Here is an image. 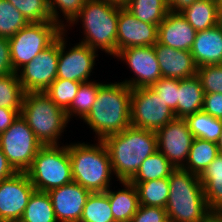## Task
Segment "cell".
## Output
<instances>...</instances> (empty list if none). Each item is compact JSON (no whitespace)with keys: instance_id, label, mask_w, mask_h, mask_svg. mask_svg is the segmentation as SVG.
<instances>
[{"instance_id":"obj_15","label":"cell","mask_w":222,"mask_h":222,"mask_svg":"<svg viewBox=\"0 0 222 222\" xmlns=\"http://www.w3.org/2000/svg\"><path fill=\"white\" fill-rule=\"evenodd\" d=\"M34 191L26 172H16L0 181V222L21 219Z\"/></svg>"},{"instance_id":"obj_21","label":"cell","mask_w":222,"mask_h":222,"mask_svg":"<svg viewBox=\"0 0 222 222\" xmlns=\"http://www.w3.org/2000/svg\"><path fill=\"white\" fill-rule=\"evenodd\" d=\"M124 188L112 191L110 188L105 192L109 197V203L115 222H131L132 217L140 206L138 191L130 181H120Z\"/></svg>"},{"instance_id":"obj_17","label":"cell","mask_w":222,"mask_h":222,"mask_svg":"<svg viewBox=\"0 0 222 222\" xmlns=\"http://www.w3.org/2000/svg\"><path fill=\"white\" fill-rule=\"evenodd\" d=\"M58 222H79L90 191L76 182L47 192Z\"/></svg>"},{"instance_id":"obj_44","label":"cell","mask_w":222,"mask_h":222,"mask_svg":"<svg viewBox=\"0 0 222 222\" xmlns=\"http://www.w3.org/2000/svg\"><path fill=\"white\" fill-rule=\"evenodd\" d=\"M16 171L9 164L7 157L0 148V181L12 177Z\"/></svg>"},{"instance_id":"obj_4","label":"cell","mask_w":222,"mask_h":222,"mask_svg":"<svg viewBox=\"0 0 222 222\" xmlns=\"http://www.w3.org/2000/svg\"><path fill=\"white\" fill-rule=\"evenodd\" d=\"M118 18L119 4L110 0H87L71 24L82 22L84 37L80 43L115 57Z\"/></svg>"},{"instance_id":"obj_26","label":"cell","mask_w":222,"mask_h":222,"mask_svg":"<svg viewBox=\"0 0 222 222\" xmlns=\"http://www.w3.org/2000/svg\"><path fill=\"white\" fill-rule=\"evenodd\" d=\"M174 170L170 161L157 150L142 162L130 182L136 186L141 182L168 178Z\"/></svg>"},{"instance_id":"obj_24","label":"cell","mask_w":222,"mask_h":222,"mask_svg":"<svg viewBox=\"0 0 222 222\" xmlns=\"http://www.w3.org/2000/svg\"><path fill=\"white\" fill-rule=\"evenodd\" d=\"M219 9L220 3L217 0H197L180 13L198 32L219 24Z\"/></svg>"},{"instance_id":"obj_33","label":"cell","mask_w":222,"mask_h":222,"mask_svg":"<svg viewBox=\"0 0 222 222\" xmlns=\"http://www.w3.org/2000/svg\"><path fill=\"white\" fill-rule=\"evenodd\" d=\"M23 96L17 72L0 77V108L21 110Z\"/></svg>"},{"instance_id":"obj_45","label":"cell","mask_w":222,"mask_h":222,"mask_svg":"<svg viewBox=\"0 0 222 222\" xmlns=\"http://www.w3.org/2000/svg\"><path fill=\"white\" fill-rule=\"evenodd\" d=\"M197 0H166L169 11L180 12Z\"/></svg>"},{"instance_id":"obj_14","label":"cell","mask_w":222,"mask_h":222,"mask_svg":"<svg viewBox=\"0 0 222 222\" xmlns=\"http://www.w3.org/2000/svg\"><path fill=\"white\" fill-rule=\"evenodd\" d=\"M116 57L125 61L136 76L130 78L131 80L122 81L131 89L150 87L162 77L154 46L123 49Z\"/></svg>"},{"instance_id":"obj_5","label":"cell","mask_w":222,"mask_h":222,"mask_svg":"<svg viewBox=\"0 0 222 222\" xmlns=\"http://www.w3.org/2000/svg\"><path fill=\"white\" fill-rule=\"evenodd\" d=\"M68 152L73 181L91 193L106 192L110 187L113 169L110 155L102 140L96 144L70 143Z\"/></svg>"},{"instance_id":"obj_47","label":"cell","mask_w":222,"mask_h":222,"mask_svg":"<svg viewBox=\"0 0 222 222\" xmlns=\"http://www.w3.org/2000/svg\"><path fill=\"white\" fill-rule=\"evenodd\" d=\"M219 154H222V129L218 141L216 142Z\"/></svg>"},{"instance_id":"obj_46","label":"cell","mask_w":222,"mask_h":222,"mask_svg":"<svg viewBox=\"0 0 222 222\" xmlns=\"http://www.w3.org/2000/svg\"><path fill=\"white\" fill-rule=\"evenodd\" d=\"M203 222H222V212H210Z\"/></svg>"},{"instance_id":"obj_25","label":"cell","mask_w":222,"mask_h":222,"mask_svg":"<svg viewBox=\"0 0 222 222\" xmlns=\"http://www.w3.org/2000/svg\"><path fill=\"white\" fill-rule=\"evenodd\" d=\"M218 155L216 142L194 138L182 169L199 176Z\"/></svg>"},{"instance_id":"obj_12","label":"cell","mask_w":222,"mask_h":222,"mask_svg":"<svg viewBox=\"0 0 222 222\" xmlns=\"http://www.w3.org/2000/svg\"><path fill=\"white\" fill-rule=\"evenodd\" d=\"M66 33L67 30L65 29L59 36L57 78L81 83L88 82V77L91 76L95 59L98 57L96 53L98 52L80 42L65 52L67 49V37H64Z\"/></svg>"},{"instance_id":"obj_30","label":"cell","mask_w":222,"mask_h":222,"mask_svg":"<svg viewBox=\"0 0 222 222\" xmlns=\"http://www.w3.org/2000/svg\"><path fill=\"white\" fill-rule=\"evenodd\" d=\"M136 188L140 205L166 207L170 193L168 178L141 182Z\"/></svg>"},{"instance_id":"obj_36","label":"cell","mask_w":222,"mask_h":222,"mask_svg":"<svg viewBox=\"0 0 222 222\" xmlns=\"http://www.w3.org/2000/svg\"><path fill=\"white\" fill-rule=\"evenodd\" d=\"M29 23L53 22L48 0H7Z\"/></svg>"},{"instance_id":"obj_8","label":"cell","mask_w":222,"mask_h":222,"mask_svg":"<svg viewBox=\"0 0 222 222\" xmlns=\"http://www.w3.org/2000/svg\"><path fill=\"white\" fill-rule=\"evenodd\" d=\"M64 29L54 22L29 23L9 38L12 67L15 72L52 45Z\"/></svg>"},{"instance_id":"obj_1","label":"cell","mask_w":222,"mask_h":222,"mask_svg":"<svg viewBox=\"0 0 222 222\" xmlns=\"http://www.w3.org/2000/svg\"><path fill=\"white\" fill-rule=\"evenodd\" d=\"M131 92L123 82L103 83L99 87L95 102L83 119L96 133L95 139L103 140L131 126Z\"/></svg>"},{"instance_id":"obj_32","label":"cell","mask_w":222,"mask_h":222,"mask_svg":"<svg viewBox=\"0 0 222 222\" xmlns=\"http://www.w3.org/2000/svg\"><path fill=\"white\" fill-rule=\"evenodd\" d=\"M103 83L88 81L81 83L70 107L66 110L68 120L79 116L83 120L91 110L97 97L98 89Z\"/></svg>"},{"instance_id":"obj_41","label":"cell","mask_w":222,"mask_h":222,"mask_svg":"<svg viewBox=\"0 0 222 222\" xmlns=\"http://www.w3.org/2000/svg\"><path fill=\"white\" fill-rule=\"evenodd\" d=\"M202 110L222 120V93H204Z\"/></svg>"},{"instance_id":"obj_23","label":"cell","mask_w":222,"mask_h":222,"mask_svg":"<svg viewBox=\"0 0 222 222\" xmlns=\"http://www.w3.org/2000/svg\"><path fill=\"white\" fill-rule=\"evenodd\" d=\"M210 212H222V154L199 175Z\"/></svg>"},{"instance_id":"obj_49","label":"cell","mask_w":222,"mask_h":222,"mask_svg":"<svg viewBox=\"0 0 222 222\" xmlns=\"http://www.w3.org/2000/svg\"><path fill=\"white\" fill-rule=\"evenodd\" d=\"M219 24L222 27V6H220V9H219Z\"/></svg>"},{"instance_id":"obj_37","label":"cell","mask_w":222,"mask_h":222,"mask_svg":"<svg viewBox=\"0 0 222 222\" xmlns=\"http://www.w3.org/2000/svg\"><path fill=\"white\" fill-rule=\"evenodd\" d=\"M87 0H48V5L52 20L54 23L61 26L64 30L67 26H73L71 23L80 13L81 8L84 6ZM62 12L65 20L69 25L63 24V20L59 19V11Z\"/></svg>"},{"instance_id":"obj_48","label":"cell","mask_w":222,"mask_h":222,"mask_svg":"<svg viewBox=\"0 0 222 222\" xmlns=\"http://www.w3.org/2000/svg\"><path fill=\"white\" fill-rule=\"evenodd\" d=\"M110 1L124 6L129 0H110Z\"/></svg>"},{"instance_id":"obj_34","label":"cell","mask_w":222,"mask_h":222,"mask_svg":"<svg viewBox=\"0 0 222 222\" xmlns=\"http://www.w3.org/2000/svg\"><path fill=\"white\" fill-rule=\"evenodd\" d=\"M29 22L9 1L0 0V37L11 38Z\"/></svg>"},{"instance_id":"obj_39","label":"cell","mask_w":222,"mask_h":222,"mask_svg":"<svg viewBox=\"0 0 222 222\" xmlns=\"http://www.w3.org/2000/svg\"><path fill=\"white\" fill-rule=\"evenodd\" d=\"M150 87L174 112L175 117L177 118L178 79L161 77Z\"/></svg>"},{"instance_id":"obj_40","label":"cell","mask_w":222,"mask_h":222,"mask_svg":"<svg viewBox=\"0 0 222 222\" xmlns=\"http://www.w3.org/2000/svg\"><path fill=\"white\" fill-rule=\"evenodd\" d=\"M165 208L140 205L131 222H167Z\"/></svg>"},{"instance_id":"obj_11","label":"cell","mask_w":222,"mask_h":222,"mask_svg":"<svg viewBox=\"0 0 222 222\" xmlns=\"http://www.w3.org/2000/svg\"><path fill=\"white\" fill-rule=\"evenodd\" d=\"M58 60L59 37L17 71L24 93L44 92L57 78Z\"/></svg>"},{"instance_id":"obj_2","label":"cell","mask_w":222,"mask_h":222,"mask_svg":"<svg viewBox=\"0 0 222 222\" xmlns=\"http://www.w3.org/2000/svg\"><path fill=\"white\" fill-rule=\"evenodd\" d=\"M110 155L113 173L120 181H130L142 162L157 151V136L154 131L133 126L102 140Z\"/></svg>"},{"instance_id":"obj_42","label":"cell","mask_w":222,"mask_h":222,"mask_svg":"<svg viewBox=\"0 0 222 222\" xmlns=\"http://www.w3.org/2000/svg\"><path fill=\"white\" fill-rule=\"evenodd\" d=\"M8 38L0 37V77L14 73Z\"/></svg>"},{"instance_id":"obj_13","label":"cell","mask_w":222,"mask_h":222,"mask_svg":"<svg viewBox=\"0 0 222 222\" xmlns=\"http://www.w3.org/2000/svg\"><path fill=\"white\" fill-rule=\"evenodd\" d=\"M155 133L157 150L170 161L175 169L183 168L194 139L186 120L175 118Z\"/></svg>"},{"instance_id":"obj_20","label":"cell","mask_w":222,"mask_h":222,"mask_svg":"<svg viewBox=\"0 0 222 222\" xmlns=\"http://www.w3.org/2000/svg\"><path fill=\"white\" fill-rule=\"evenodd\" d=\"M190 51L197 67L222 64L221 25L198 31Z\"/></svg>"},{"instance_id":"obj_16","label":"cell","mask_w":222,"mask_h":222,"mask_svg":"<svg viewBox=\"0 0 222 222\" xmlns=\"http://www.w3.org/2000/svg\"><path fill=\"white\" fill-rule=\"evenodd\" d=\"M158 41V25L140 21L123 5H119L117 53L130 47L154 46Z\"/></svg>"},{"instance_id":"obj_28","label":"cell","mask_w":222,"mask_h":222,"mask_svg":"<svg viewBox=\"0 0 222 222\" xmlns=\"http://www.w3.org/2000/svg\"><path fill=\"white\" fill-rule=\"evenodd\" d=\"M124 7L136 19L159 25L169 12L166 0H129Z\"/></svg>"},{"instance_id":"obj_19","label":"cell","mask_w":222,"mask_h":222,"mask_svg":"<svg viewBox=\"0 0 222 222\" xmlns=\"http://www.w3.org/2000/svg\"><path fill=\"white\" fill-rule=\"evenodd\" d=\"M196 33L180 12L169 11L158 25V42L174 49L190 51Z\"/></svg>"},{"instance_id":"obj_29","label":"cell","mask_w":222,"mask_h":222,"mask_svg":"<svg viewBox=\"0 0 222 222\" xmlns=\"http://www.w3.org/2000/svg\"><path fill=\"white\" fill-rule=\"evenodd\" d=\"M194 138L217 142L221 134L222 120L200 110L185 118Z\"/></svg>"},{"instance_id":"obj_31","label":"cell","mask_w":222,"mask_h":222,"mask_svg":"<svg viewBox=\"0 0 222 222\" xmlns=\"http://www.w3.org/2000/svg\"><path fill=\"white\" fill-rule=\"evenodd\" d=\"M79 222H115L109 197L105 192L90 193Z\"/></svg>"},{"instance_id":"obj_35","label":"cell","mask_w":222,"mask_h":222,"mask_svg":"<svg viewBox=\"0 0 222 222\" xmlns=\"http://www.w3.org/2000/svg\"><path fill=\"white\" fill-rule=\"evenodd\" d=\"M81 82L56 78L44 91L45 94L65 111L74 100Z\"/></svg>"},{"instance_id":"obj_43","label":"cell","mask_w":222,"mask_h":222,"mask_svg":"<svg viewBox=\"0 0 222 222\" xmlns=\"http://www.w3.org/2000/svg\"><path fill=\"white\" fill-rule=\"evenodd\" d=\"M21 110L0 108V134L5 132L18 117Z\"/></svg>"},{"instance_id":"obj_10","label":"cell","mask_w":222,"mask_h":222,"mask_svg":"<svg viewBox=\"0 0 222 222\" xmlns=\"http://www.w3.org/2000/svg\"><path fill=\"white\" fill-rule=\"evenodd\" d=\"M175 118L174 112L151 87L132 89L131 126L156 132Z\"/></svg>"},{"instance_id":"obj_38","label":"cell","mask_w":222,"mask_h":222,"mask_svg":"<svg viewBox=\"0 0 222 222\" xmlns=\"http://www.w3.org/2000/svg\"><path fill=\"white\" fill-rule=\"evenodd\" d=\"M197 76L204 93H222V64L200 66Z\"/></svg>"},{"instance_id":"obj_3","label":"cell","mask_w":222,"mask_h":222,"mask_svg":"<svg viewBox=\"0 0 222 222\" xmlns=\"http://www.w3.org/2000/svg\"><path fill=\"white\" fill-rule=\"evenodd\" d=\"M170 193L165 207L169 222H203L210 213L199 176L182 168L168 177Z\"/></svg>"},{"instance_id":"obj_27","label":"cell","mask_w":222,"mask_h":222,"mask_svg":"<svg viewBox=\"0 0 222 222\" xmlns=\"http://www.w3.org/2000/svg\"><path fill=\"white\" fill-rule=\"evenodd\" d=\"M23 222H58L47 192L35 190L21 217Z\"/></svg>"},{"instance_id":"obj_22","label":"cell","mask_w":222,"mask_h":222,"mask_svg":"<svg viewBox=\"0 0 222 222\" xmlns=\"http://www.w3.org/2000/svg\"><path fill=\"white\" fill-rule=\"evenodd\" d=\"M203 101L204 91L197 75L182 80L178 79L177 118L185 119L202 110Z\"/></svg>"},{"instance_id":"obj_18","label":"cell","mask_w":222,"mask_h":222,"mask_svg":"<svg viewBox=\"0 0 222 222\" xmlns=\"http://www.w3.org/2000/svg\"><path fill=\"white\" fill-rule=\"evenodd\" d=\"M154 50L162 77L182 80L197 75L198 67L191 51L174 49L158 41L154 45Z\"/></svg>"},{"instance_id":"obj_9","label":"cell","mask_w":222,"mask_h":222,"mask_svg":"<svg viewBox=\"0 0 222 222\" xmlns=\"http://www.w3.org/2000/svg\"><path fill=\"white\" fill-rule=\"evenodd\" d=\"M42 146L21 114L0 134V148L16 172H26Z\"/></svg>"},{"instance_id":"obj_7","label":"cell","mask_w":222,"mask_h":222,"mask_svg":"<svg viewBox=\"0 0 222 222\" xmlns=\"http://www.w3.org/2000/svg\"><path fill=\"white\" fill-rule=\"evenodd\" d=\"M26 174L35 190L42 192L73 182L68 145L42 146Z\"/></svg>"},{"instance_id":"obj_50","label":"cell","mask_w":222,"mask_h":222,"mask_svg":"<svg viewBox=\"0 0 222 222\" xmlns=\"http://www.w3.org/2000/svg\"><path fill=\"white\" fill-rule=\"evenodd\" d=\"M5 222H23V221L19 219V220L5 221Z\"/></svg>"},{"instance_id":"obj_6","label":"cell","mask_w":222,"mask_h":222,"mask_svg":"<svg viewBox=\"0 0 222 222\" xmlns=\"http://www.w3.org/2000/svg\"><path fill=\"white\" fill-rule=\"evenodd\" d=\"M20 114L43 146L59 145L69 120L45 92L24 93Z\"/></svg>"}]
</instances>
